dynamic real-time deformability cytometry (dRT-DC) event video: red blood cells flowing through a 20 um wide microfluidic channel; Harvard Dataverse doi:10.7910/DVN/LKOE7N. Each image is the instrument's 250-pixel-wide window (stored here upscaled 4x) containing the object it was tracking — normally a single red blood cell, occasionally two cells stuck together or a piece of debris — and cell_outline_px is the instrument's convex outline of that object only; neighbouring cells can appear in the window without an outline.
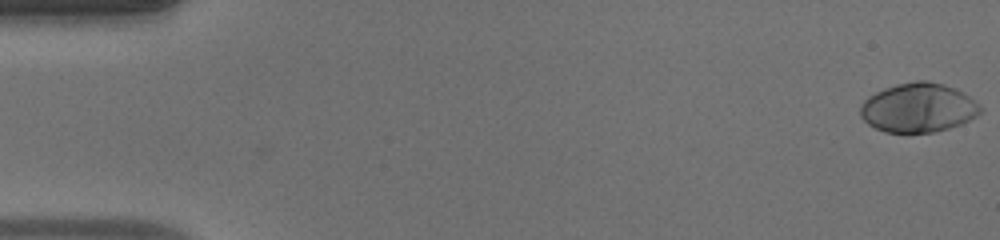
{"species": "human", "species_latin": "Homo sapiens", "temperature_condition": "warm", "stored_images_in_passage": 49, "camera_frame_rate_fps": 3000, "um_per_image_px": 0.085, "donor": {"sex": "male"}, "frame": {"image": 1, "passage_image": 1, "time_ms": 0.0, "image_size_px": [1000, 240], "cell_outline_px": [[984, 112], [960, 124], [948, 128], [932, 132], [884, 132], [868, 124], [860, 116], [860, 104], [868, 96], [884, 88], [896, 84], [916, 80], [924, 80], [944, 84], [956, 88], [968, 96]], "centroid_in_image_um": [78.01, 9.15], "position_along_channel_um": 7.0, "area_um2": 34.28}}
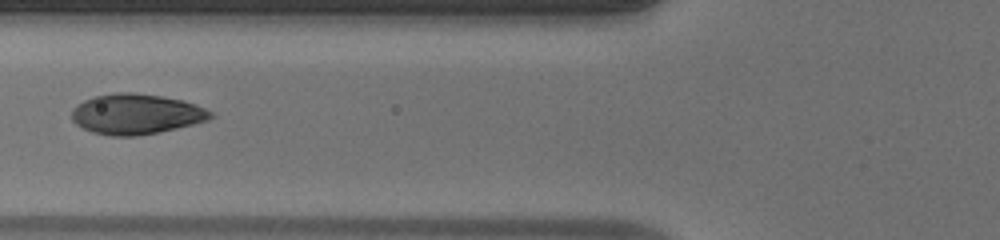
{"frame": {"image": 2, "passage_image": 20, "time_ms": 6.333, "image_size_px": [1000, 240], "cell_outline_px": [[212, 116], [204, 120], [192, 124], [156, 132], [132, 136], [116, 136], [96, 132], [84, 128], [76, 124], [72, 120], [72, 108], [76, 104], [84, 100], [96, 96], [116, 92], [132, 92], [160, 96], [184, 100], [196, 104], [212, 112]], "centroid_in_image_um": [11.54, 9.67], "position_along_channel_um": 114.3, "area_um2": 32.08}}
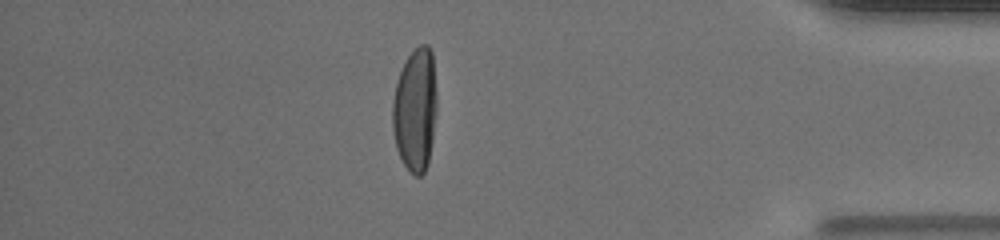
{"frame": {"image": 3, "passage_image": 43, "time_ms": 14.0, "image_size_px": [1000, 240], "cell_outline_px": [[436, 112], [432, 140], [428, 160], [424, 172], [420, 176], [416, 176], [404, 164], [396, 148], [392, 128], [392, 104], [396, 84], [400, 72], [408, 56], [420, 44], [428, 44], [432, 52], [436, 92]], "centroid_in_image_um": [35.29, 9.31], "position_along_channel_um": 399.9, "area_um2": 31.62}, "authors_computed_cell_mechanics": {"area_um2": 32.4258, "velocity_mm_per_s": 4.1971, "shape_relaxation_time_tau1_ms": 3.7667, "shape_relaxation_time_tau2_ms": null, "deformation_change_tau1": 0.2367, "deformation_change_tau2": null}}